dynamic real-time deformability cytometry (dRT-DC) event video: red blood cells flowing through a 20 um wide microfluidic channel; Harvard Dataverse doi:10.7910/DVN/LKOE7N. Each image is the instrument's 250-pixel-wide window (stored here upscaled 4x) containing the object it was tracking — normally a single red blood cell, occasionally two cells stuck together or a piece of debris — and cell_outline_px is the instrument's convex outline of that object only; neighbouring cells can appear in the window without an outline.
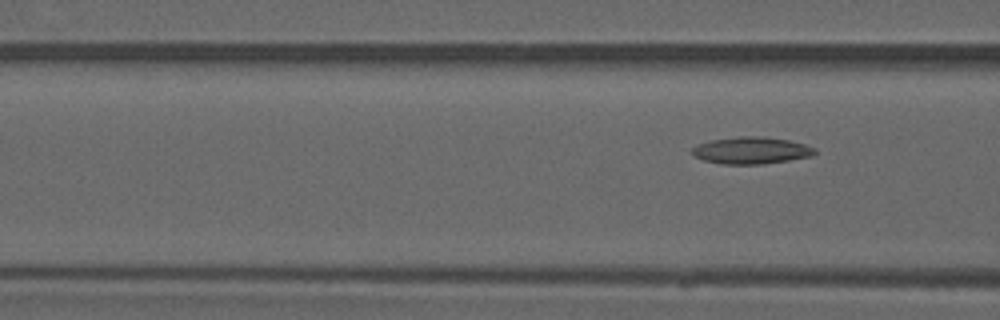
{"species": "common noctule bat (a hibernating species)", "species_latin": "Nyctalus noctula", "temperature_condition": "warm", "stored_images_in_passage": 6, "camera_frame_rate_fps": 3000, "um_per_image_px": 0.085, "animal": {"sex": "male", "forearm_length_mm": 52.5}, "frame": {"image": 1, "passage_image": 6, "time_ms": 6.0, "image_size_px": [1000, 320], "cell_outline_px": [[816, 152], [812, 156], [764, 164], [720, 164], [704, 160], [688, 152], [692, 148], [700, 144], [712, 140], [740, 136], [764, 136], [788, 140], [804, 144], [816, 148]], "centroid_in_image_um": [63.86, 12.79], "position_along_channel_um": 102.7, "area_um2": 19.25}}